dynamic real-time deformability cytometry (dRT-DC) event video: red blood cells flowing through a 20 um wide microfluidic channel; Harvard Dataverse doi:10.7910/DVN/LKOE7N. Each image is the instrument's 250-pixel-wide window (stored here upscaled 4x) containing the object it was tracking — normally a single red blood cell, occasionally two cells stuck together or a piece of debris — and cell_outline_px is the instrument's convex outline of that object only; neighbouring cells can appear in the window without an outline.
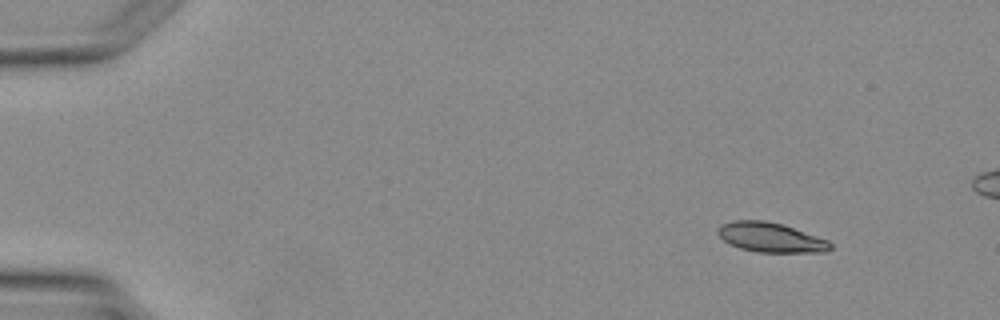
{"species": "Egyptian fruit bat (a non-hibernating species)", "species_latin": "Rousettus aegyptiacus", "temperature_condition": "warm", "stored_images_in_passage": 3, "camera_frame_rate_fps": 3000, "um_per_image_px": 0.085, "animal": {"sex": "female"}, "frame": {"image": 1, "passage_image": 1, "time_ms": 0.0, "image_size_px": [1000, 320], "cell_outline_px": [[832, 248], [828, 252], [756, 252], [740, 248], [724, 240], [716, 232], [720, 224], [732, 220], [764, 220], [784, 224], [828, 240], [832, 244]], "centroid_in_image_um": [65.52, 20.17], "position_along_channel_um": 19.5, "area_um2": 19.54}}